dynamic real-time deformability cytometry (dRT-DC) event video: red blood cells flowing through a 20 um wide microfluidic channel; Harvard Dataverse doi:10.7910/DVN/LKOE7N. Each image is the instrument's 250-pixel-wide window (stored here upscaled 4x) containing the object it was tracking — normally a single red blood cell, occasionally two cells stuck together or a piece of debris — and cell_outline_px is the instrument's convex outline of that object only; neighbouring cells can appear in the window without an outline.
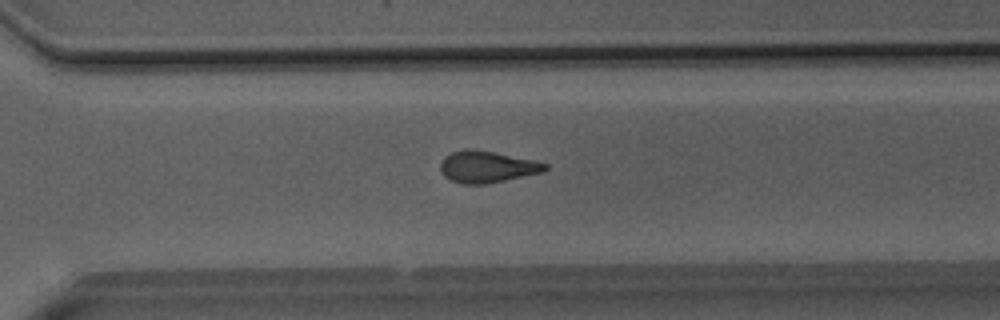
{"species": "Egyptian fruit bat (a non-hibernating species)", "species_latin": "Rousettus aegyptiacus", "temperature_condition": "room temperature", "stored_images_in_passage": 41, "camera_frame_rate_fps": 3000, "um_per_image_px": 0.085, "animal": {"sex": "male"}, "frame": {"image": 1, "passage_image": 26, "time_ms": 8.333, "image_size_px": [1000, 320], "cell_outline_px": [[548, 168], [544, 172], [488, 184], [460, 184], [444, 176], [440, 172], [440, 164], [444, 156], [452, 152], [468, 148], [472, 148], [532, 160], [548, 164]], "centroid_in_image_um": [41.37, 14.19], "position_along_channel_um": 329.2, "area_um2": 19.36}}
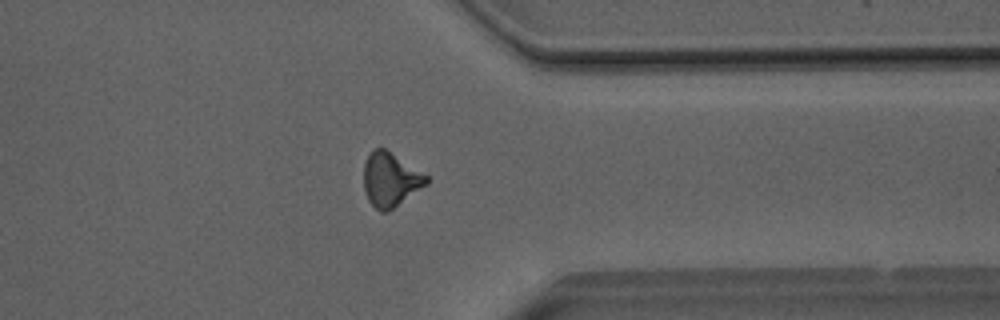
{"frame": {"image": 2, "passage_image": 30, "time_ms": 9.667, "image_size_px": [1000, 320], "cell_outline_px": [[428, 184], [388, 212], [380, 212], [368, 200], [364, 192], [364, 164], [372, 148], [384, 148], [428, 176]], "centroid_in_image_um": [33.17, 15.28], "position_along_channel_um": 378.2, "area_um2": 19.65}}
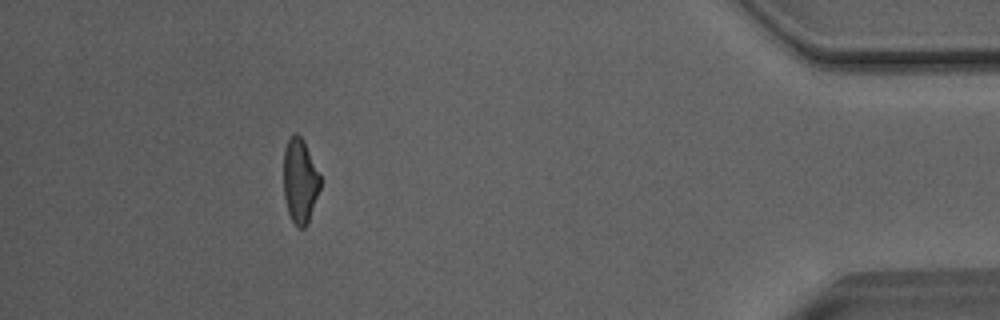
{"frame": {"image": 3, "passage_image": 36, "time_ms": 11.667, "image_size_px": [1000, 320], "cell_outline_px": [[320, 188], [308, 224], [304, 228], [296, 228], [288, 212], [284, 196], [284, 148], [288, 140], [296, 132], [304, 140], [320, 176]], "centroid_in_image_um": [25.5, 15.4], "position_along_channel_um": 409.7, "area_um2": 18.03}, "authors_computed_cell_mechanics": {"area_um2": 19.4208, "velocity_mm_per_s": 4.0629, "shape_relaxation_time_tau1_ms": null, "shape_relaxation_time_tau2_ms": 2.812, "deformation_change_tau1": null, "deformation_change_tau2": 0.1259}}